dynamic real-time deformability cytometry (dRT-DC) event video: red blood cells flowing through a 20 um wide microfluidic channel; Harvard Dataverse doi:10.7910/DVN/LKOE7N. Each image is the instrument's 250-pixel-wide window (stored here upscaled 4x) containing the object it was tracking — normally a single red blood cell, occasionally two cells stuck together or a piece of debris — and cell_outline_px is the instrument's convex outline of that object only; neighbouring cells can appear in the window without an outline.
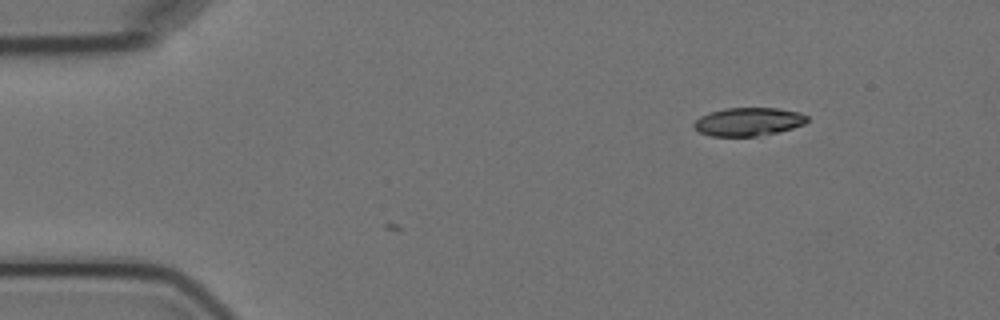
{"species": "Egyptian fruit bat (a non-hibernating species)", "species_latin": "Rousettus aegyptiacus", "temperature_condition": "cold", "stored_images_in_passage": 4, "camera_frame_rate_fps": 3000, "um_per_image_px": 0.085, "animal": {"sex": "female"}, "frame": {"image": 1, "passage_image": 1, "time_ms": 0.0, "image_size_px": [1000, 320], "cell_outline_px": [[808, 120], [804, 124], [792, 128], [776, 132], [756, 136], [712, 136], [700, 132], [692, 124], [700, 116], [708, 112], [724, 108], [780, 108], [796, 112], [808, 116]], "centroid_in_image_um": [63.59, 10.33], "position_along_channel_um": 21.4, "area_um2": 18.55}}
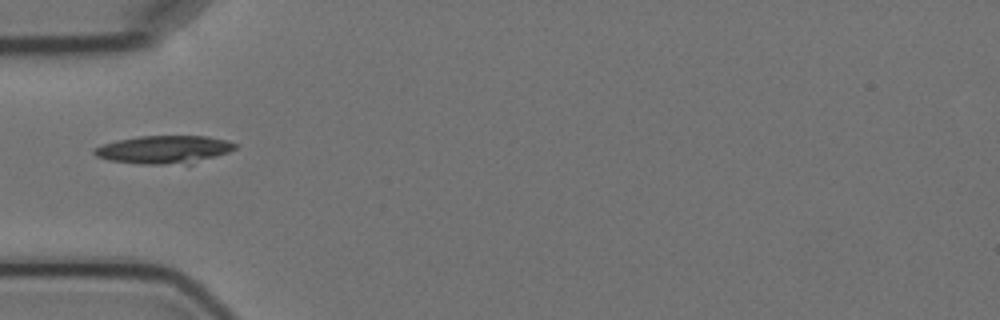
{"frame": {"image": 2, "passage_image": 4, "time_ms": 3.667, "image_size_px": [1000, 320], "cell_outline_px": [[236, 148], [228, 152], [192, 164], [140, 164], [108, 160], [96, 156], [92, 152], [92, 148], [116, 140], [140, 136], [208, 136], [228, 140], [236, 144]], "centroid_in_image_um": [13.93, 12.71], "position_along_channel_um": 71.1, "area_um2": 23.12}}